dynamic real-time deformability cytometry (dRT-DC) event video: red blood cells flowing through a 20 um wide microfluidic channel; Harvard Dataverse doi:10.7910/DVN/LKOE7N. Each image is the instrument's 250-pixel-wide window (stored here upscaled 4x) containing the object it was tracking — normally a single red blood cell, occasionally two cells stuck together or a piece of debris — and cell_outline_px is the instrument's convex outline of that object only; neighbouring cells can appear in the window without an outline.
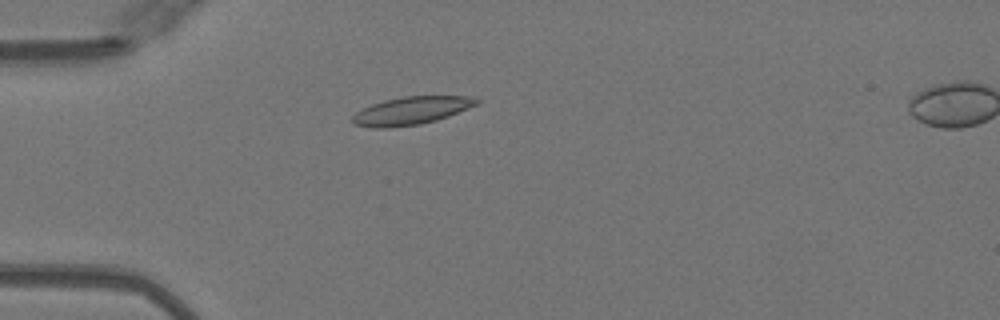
{"species": "Egyptian fruit bat (a non-hibernating species)", "species_latin": "Rousettus aegyptiacus", "temperature_condition": "warm", "stored_images_in_passage": 39, "camera_frame_rate_fps": 3000, "um_per_image_px": 0.085, "animal": {"sex": "female"}, "frame": {"image": 1, "passage_image": 3, "time_ms": 0.667, "image_size_px": [1000, 320], "cell_outline_px": [[480, 104], [448, 116], [436, 120], [420, 124], [388, 128], [372, 128], [352, 124], [352, 116], [356, 112], [372, 104], [384, 100], [404, 96], [468, 96], [480, 100]], "centroid_in_image_um": [34.95, 9.41], "position_along_channel_um": 50.0, "area_um2": 20.23}}
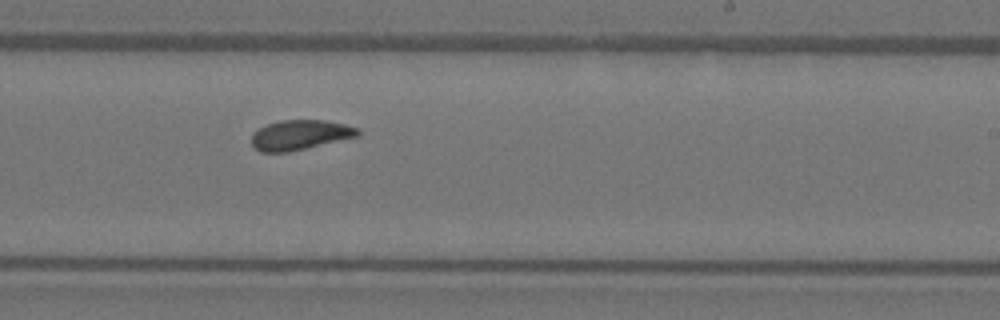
{"frame": {"image": 2, "passage_image": 20, "time_ms": 6.333, "image_size_px": [1000, 320], "cell_outline_px": [[360, 132], [356, 136], [288, 152], [260, 152], [252, 144], [252, 132], [268, 124], [280, 120], [324, 120], [344, 124], [360, 128]], "centroid_in_image_um": [25.48, 11.46], "position_along_channel_um": 263.5, "area_um2": 18.21}}
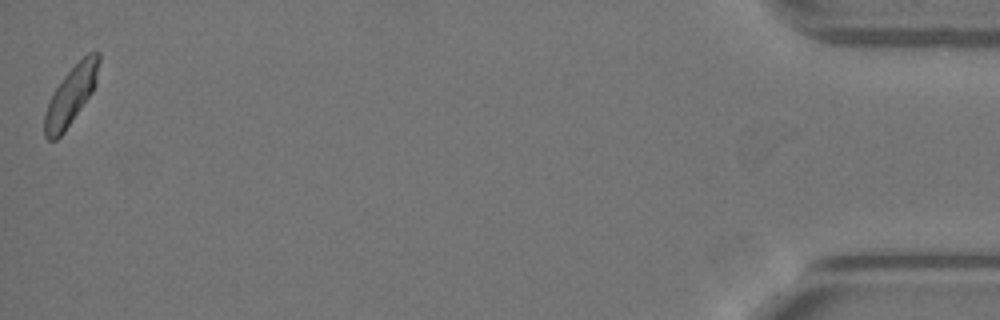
{"frame": {"image": 3, "passage_image": 39, "time_ms": 12.667, "image_size_px": [1000, 320], "cell_outline_px": [[100, 60], [96, 80], [92, 92], [64, 132], [56, 140], [48, 140], [44, 136], [44, 116], [52, 92], [64, 76], [88, 52], [100, 52]], "centroid_in_image_um": [6.01, 8.12], "position_along_channel_um": 429.2, "area_um2": 18.21}, "authors_computed_cell_mechanics": {"area_um2": 18.6694, "velocity_mm_per_s": 4.0417, "shape_relaxation_time_tau1_ms": null, "shape_relaxation_time_tau2_ms": 2.2768, "deformation_change_tau1": null, "deformation_change_tau2": 0.0854}}